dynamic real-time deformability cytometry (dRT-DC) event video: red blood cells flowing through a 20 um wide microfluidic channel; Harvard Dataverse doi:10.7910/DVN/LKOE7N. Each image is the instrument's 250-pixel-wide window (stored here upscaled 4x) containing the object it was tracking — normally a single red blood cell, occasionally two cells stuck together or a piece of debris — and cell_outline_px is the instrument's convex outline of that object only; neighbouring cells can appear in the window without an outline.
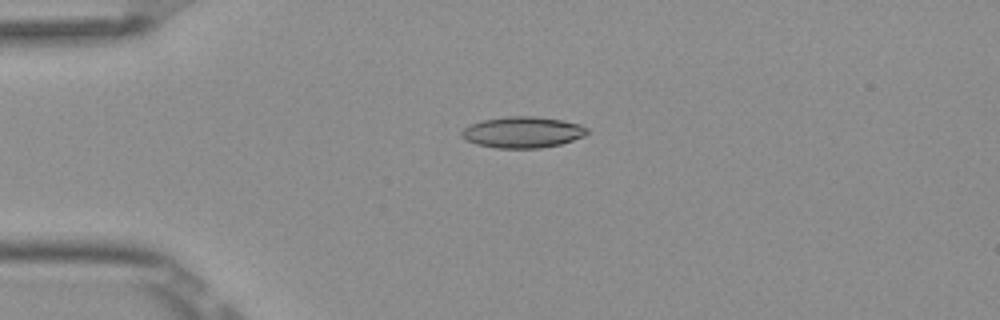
{"species": "Egyptian fruit bat (a non-hibernating species)", "species_latin": "Rousettus aegyptiacus", "temperature_condition": "room temperature", "stored_images_in_passage": 4, "camera_frame_rate_fps": 3000, "um_per_image_px": 0.085, "frame": {"image": 1, "passage_image": 3, "time_ms": 0.667, "image_size_px": [1000, 320], "cell_outline_px": [[588, 132], [584, 136], [560, 144], [540, 148], [496, 148], [476, 144], [464, 140], [460, 136], [460, 132], [464, 128], [480, 120], [508, 116], [536, 116], [564, 120], [580, 124], [588, 128]], "centroid_in_image_um": [44.4, 11.23], "position_along_channel_um": 40.6, "area_um2": 23.0}}